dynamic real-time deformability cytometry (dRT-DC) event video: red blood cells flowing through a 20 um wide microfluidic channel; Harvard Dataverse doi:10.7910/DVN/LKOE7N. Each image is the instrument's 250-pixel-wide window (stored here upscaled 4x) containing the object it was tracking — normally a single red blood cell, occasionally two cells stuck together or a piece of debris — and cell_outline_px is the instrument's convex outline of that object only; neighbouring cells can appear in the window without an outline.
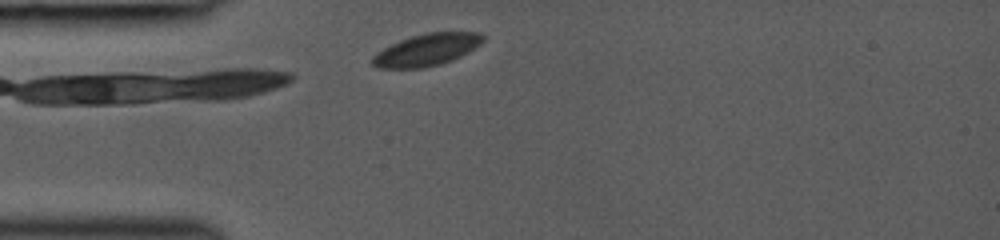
{"species": "common noctule bat (a hibernating species)", "species_latin": "Nyctalus noctula", "temperature_condition": "room temperature", "stored_images_in_passage": 29, "camera_frame_rate_fps": 3000, "um_per_image_px": 0.085, "animal": {"sex": "female", "body_mass_g": 19.0, "forearm_length_mm": 53.3}, "frame": {"image": 1, "passage_image": 2, "time_ms": 0.333, "image_size_px": [1000, 240], "cell_outline_px": [[484, 40], [480, 44], [468, 52], [452, 60], [440, 64], [424, 68], [376, 68], [372, 64], [372, 56], [376, 52], [400, 40], [412, 36], [428, 32], [480, 32], [484, 36]], "centroid_in_image_um": [36.26, 4.24], "position_along_channel_um": 48.7, "area_um2": 20.58}}
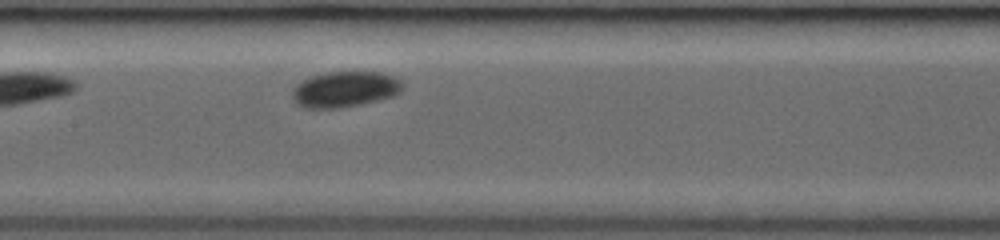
{"frame": {"image": 2, "passage_image": 12, "time_ms": 3.667, "image_size_px": [1000, 240], "cell_outline_px": [[404, 88], [400, 92], [392, 96], [360, 104], [340, 108], [304, 108], [296, 104], [292, 100], [292, 88], [300, 80], [312, 76], [328, 72], [380, 72], [392, 76], [400, 80], [404, 84]], "centroid_in_image_um": [29.27, 7.59], "position_along_channel_um": 178.1, "area_um2": 23.12}}
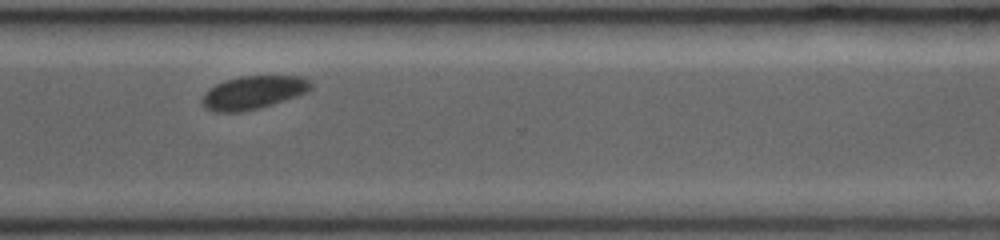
{"frame": {"image": 3, "passage_image": 24, "time_ms": 7.667, "image_size_px": [1000, 240], "cell_outline_px": [[312, 88], [308, 92], [260, 108], [240, 112], [212, 112], [204, 108], [200, 100], [216, 84], [224, 80], [240, 76], [300, 76], [312, 80]], "centroid_in_image_um": [21.55, 7.86], "position_along_channel_um": 349.1, "area_um2": 21.1}}